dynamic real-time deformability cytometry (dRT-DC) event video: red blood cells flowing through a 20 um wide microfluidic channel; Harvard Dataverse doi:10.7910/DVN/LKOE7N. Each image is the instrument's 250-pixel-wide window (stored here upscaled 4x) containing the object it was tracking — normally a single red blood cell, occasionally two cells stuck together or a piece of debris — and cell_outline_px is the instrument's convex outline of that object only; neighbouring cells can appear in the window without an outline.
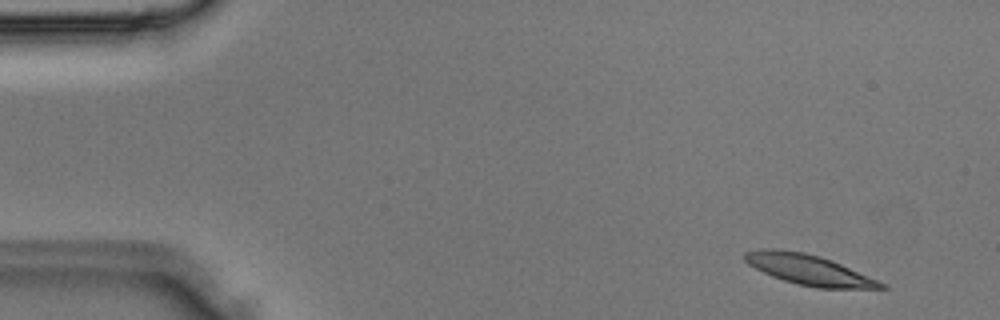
{"species": "Egyptian fruit bat (a non-hibernating species)", "species_latin": "Rousettus aegyptiacus", "temperature_condition": "room temperature", "stored_images_in_passage": 3, "camera_frame_rate_fps": 3000, "um_per_image_px": 0.085, "animal": {"sex": "male"}, "frame": {"image": 1, "passage_image": 1, "time_ms": 0.0, "image_size_px": [1000, 320], "cell_outline_px": [[888, 288], [816, 288], [796, 284], [772, 276], [748, 264], [744, 260], [744, 252], [760, 248], [772, 248], [804, 252], [820, 256], [832, 260], [876, 280], [884, 284]], "centroid_in_image_um": [68.68, 22.91], "position_along_channel_um": 16.3, "area_um2": 23.76}}